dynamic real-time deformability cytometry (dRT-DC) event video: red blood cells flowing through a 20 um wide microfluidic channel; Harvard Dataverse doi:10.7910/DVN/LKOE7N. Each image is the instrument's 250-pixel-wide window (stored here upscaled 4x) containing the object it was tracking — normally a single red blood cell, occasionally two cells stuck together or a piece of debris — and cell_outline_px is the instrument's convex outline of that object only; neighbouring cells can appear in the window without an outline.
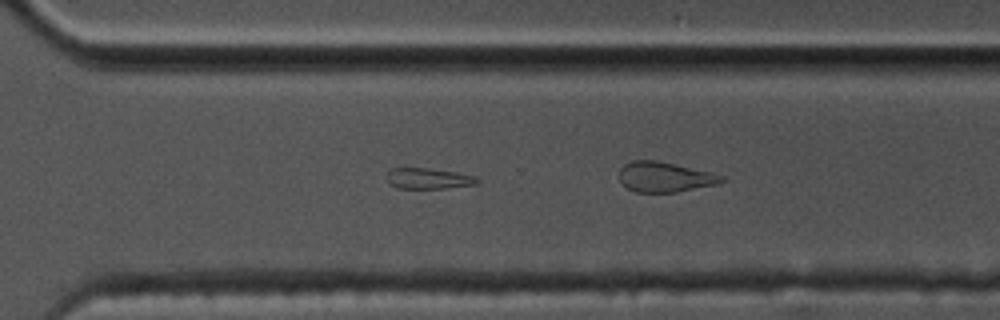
{"species": "common noctule bat (a hibernating species)", "species_latin": "Nyctalus noctula", "temperature_condition": "cold", "stored_images_in_passage": 56, "segment_of_instrument_passage": [2, 2], "camera_frame_rate_fps": 3000, "um_per_image_px": 0.085, "animal": {"sex": "male", "body_mass_g": 17.5, "forearm_length_mm": 52.3}, "frame": {"image": 1, "passage_image": 39, "time_ms": 12.667, "image_size_px": [1000, 320], "cell_outline_px": [[480, 180], [476, 184], [444, 188], [396, 188], [388, 180], [388, 172], [392, 168], [428, 168], [456, 172], [476, 176]], "centroid_in_image_um": [36.45, 15.17], "position_along_channel_um": 334.2, "area_um2": 10.81}}
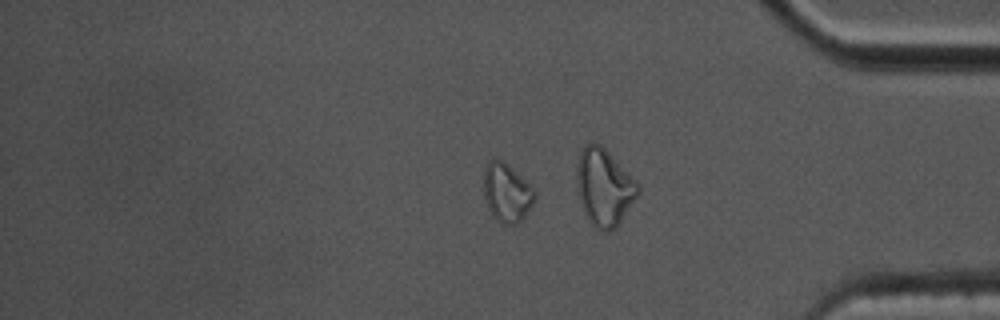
{"frame": {"image": 2, "passage_image": 46, "time_ms": 15.0, "image_size_px": [1000, 320], "cell_outline_px": [[536, 196], [532, 204], [524, 216], [516, 224], [504, 224], [496, 220], [492, 216], [488, 208], [484, 196], [484, 168], [488, 160], [500, 160], [508, 164], [536, 192]], "centroid_in_image_um": [43.05, 16.38], "position_along_channel_um": 392.2, "area_um2": 17.17}}